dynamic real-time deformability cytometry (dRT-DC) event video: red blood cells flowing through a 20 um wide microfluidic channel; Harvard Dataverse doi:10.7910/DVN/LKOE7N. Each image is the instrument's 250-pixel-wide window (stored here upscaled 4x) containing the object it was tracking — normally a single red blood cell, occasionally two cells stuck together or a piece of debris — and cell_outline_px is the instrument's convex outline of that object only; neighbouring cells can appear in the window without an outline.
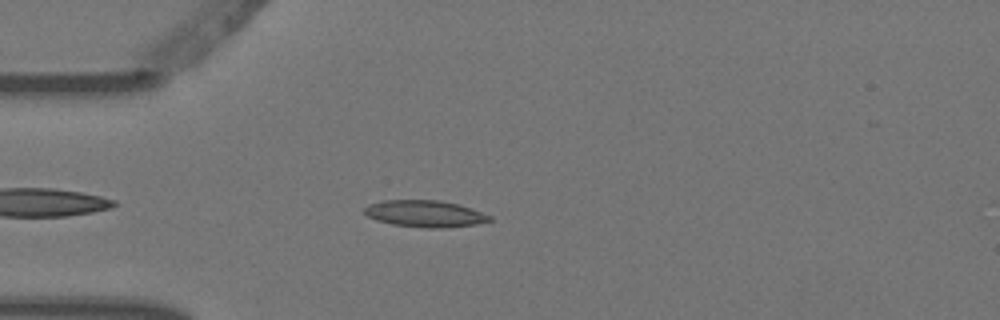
{"species": "Egyptian fruit bat (a non-hibernating species)", "species_latin": "Rousettus aegyptiacus", "temperature_condition": "warm", "stored_images_in_passage": 1, "camera_frame_rate_fps": 3000, "um_per_image_px": 0.085, "animal": {"sex": "female"}, "frame": {"image": 1, "passage_image": 1, "time_ms": 0.0, "image_size_px": [1000, 320], "cell_outline_px": [[492, 220], [476, 224], [448, 228], [424, 228], [392, 224], [376, 220], [368, 216], [364, 212], [364, 208], [368, 204], [384, 200], [440, 200], [472, 208], [492, 216]], "centroid_in_image_um": [36.13, 18.17], "position_along_channel_um": 48.9, "area_um2": 19.59}}